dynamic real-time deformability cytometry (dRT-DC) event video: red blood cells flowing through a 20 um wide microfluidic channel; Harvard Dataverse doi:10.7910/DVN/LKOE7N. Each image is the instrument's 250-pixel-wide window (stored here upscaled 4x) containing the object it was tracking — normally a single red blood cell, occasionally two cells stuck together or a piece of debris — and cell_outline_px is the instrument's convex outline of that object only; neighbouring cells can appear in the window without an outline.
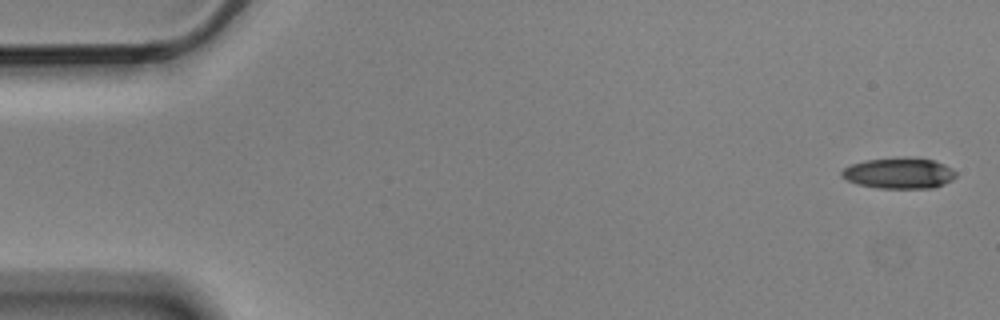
{"species": "Egyptian fruit bat (a non-hibernating species)", "species_latin": "Rousettus aegyptiacus", "temperature_condition": "cold", "stored_images_in_passage": 5, "camera_frame_rate_fps": 3000, "um_per_image_px": 0.085, "animal": {"sex": "male"}, "frame": {"image": 1, "passage_image": 1, "time_ms": 0.0, "image_size_px": [1000, 320], "cell_outline_px": [[956, 176], [952, 180], [944, 184], [932, 188], [876, 188], [856, 184], [840, 176], [840, 172], [844, 168], [852, 164], [864, 160], [932, 160], [944, 164], [952, 168], [956, 172]], "centroid_in_image_um": [76.4, 14.77], "position_along_channel_um": 8.6, "area_um2": 19.83}}
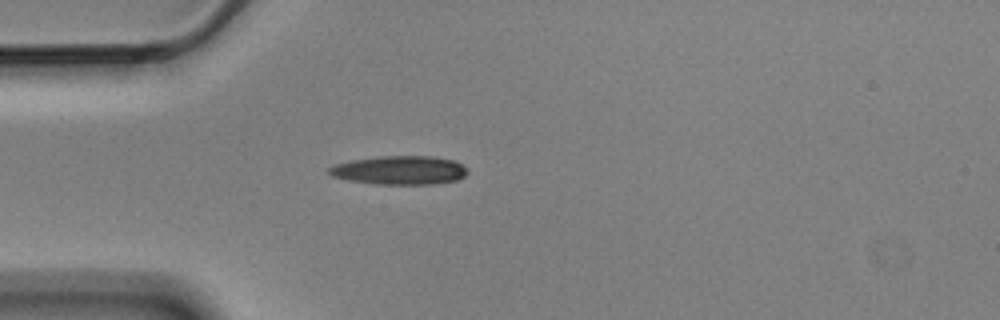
{"frame": {"image": 2, "passage_image": 5, "time_ms": 1.333, "image_size_px": [1000, 320], "cell_outline_px": [[468, 172], [464, 176], [456, 180], [436, 184], [376, 184], [348, 180], [332, 176], [328, 172], [328, 168], [336, 164], [352, 160], [380, 156], [432, 156], [456, 160], [468, 168]], "centroid_in_image_um": [34.01, 14.46], "position_along_channel_um": 51.0, "area_um2": 23.29}}